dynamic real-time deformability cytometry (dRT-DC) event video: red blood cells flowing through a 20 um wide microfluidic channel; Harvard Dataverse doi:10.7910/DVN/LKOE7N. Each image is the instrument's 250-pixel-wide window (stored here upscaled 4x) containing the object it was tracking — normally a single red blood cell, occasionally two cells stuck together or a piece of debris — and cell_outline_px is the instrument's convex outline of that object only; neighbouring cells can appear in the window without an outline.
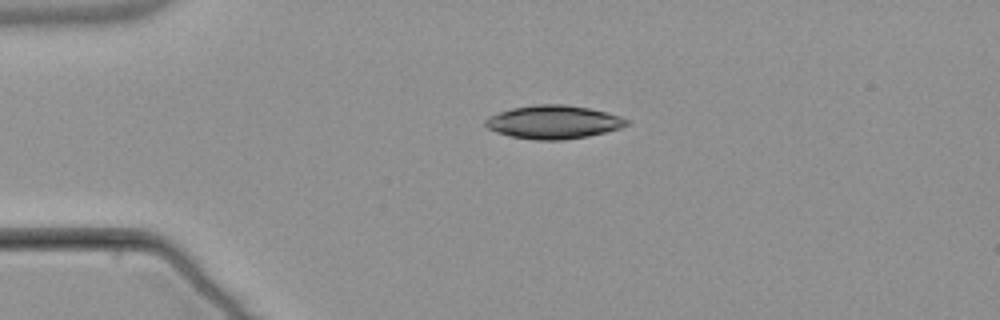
{"species": "common noctule bat (a hibernating species)", "species_latin": "Nyctalus noctula", "temperature_condition": "warm", "stored_images_in_passage": 2, "camera_frame_rate_fps": 3000, "um_per_image_px": 0.085, "animal": {"sex": "male", "body_mass_g": 21.5, "forearm_length_mm": 52.0}, "frame": {"image": 1, "passage_image": 1, "time_ms": 0.0, "image_size_px": [1000, 320], "cell_outline_px": [[628, 124], [620, 128], [588, 136], [564, 140], [536, 140], [512, 136], [496, 132], [488, 128], [484, 124], [484, 120], [488, 116], [512, 108], [536, 104], [564, 104], [588, 108], [608, 112], [620, 116], [628, 120]], "centroid_in_image_um": [47.03, 10.37], "position_along_channel_um": 38.0, "area_um2": 27.4}}